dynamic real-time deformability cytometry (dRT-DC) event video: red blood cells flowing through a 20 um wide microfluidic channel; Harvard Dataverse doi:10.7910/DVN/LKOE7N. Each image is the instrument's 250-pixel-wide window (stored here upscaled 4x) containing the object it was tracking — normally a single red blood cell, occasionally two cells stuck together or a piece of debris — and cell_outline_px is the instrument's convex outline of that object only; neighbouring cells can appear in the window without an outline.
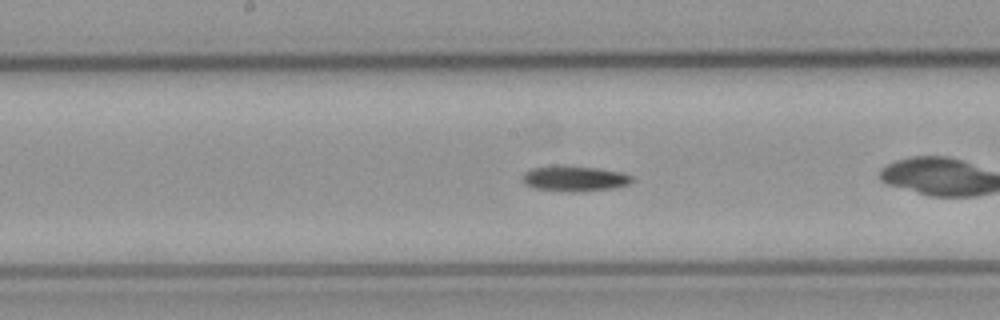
{"species": "common noctule bat (a hibernating species)", "species_latin": "Nyctalus noctula", "temperature_condition": "cold", "stored_images_in_passage": 40, "segment_of_instrument_passage": [1, 2], "camera_frame_rate_fps": 3000, "um_per_image_px": 0.085, "animal": {"sex": "male", "body_mass_g": 23.1, "forearm_length_mm": 52.7}, "frame": {"image": 1, "passage_image": 12, "time_ms": 3.667, "image_size_px": [1000, 320], "cell_outline_px": [[632, 180], [628, 184], [612, 188], [568, 192], [536, 188], [524, 184], [524, 172], [532, 168], [596, 168], [620, 172], [632, 176]], "centroid_in_image_um": [48.86, 15.22], "position_along_channel_um": 199.3, "area_um2": 15.14}}